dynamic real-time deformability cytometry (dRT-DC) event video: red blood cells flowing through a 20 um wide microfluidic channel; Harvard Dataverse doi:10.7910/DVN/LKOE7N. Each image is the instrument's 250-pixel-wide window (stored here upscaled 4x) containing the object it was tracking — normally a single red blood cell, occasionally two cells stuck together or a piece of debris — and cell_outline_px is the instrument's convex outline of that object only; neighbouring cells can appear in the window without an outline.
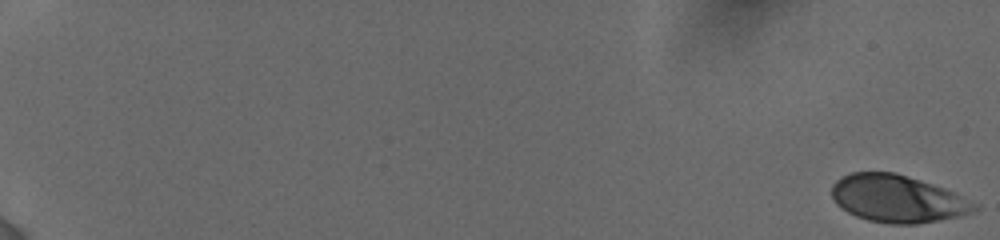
{"species": "human", "species_latin": "Homo sapiens", "temperature_condition": "cold", "stored_images_in_passage": 12, "camera_frame_rate_fps": 3000, "um_per_image_px": 0.085, "donor": {"sex": "female"}, "frame": {"image": 1, "passage_image": 1, "time_ms": 0.0, "image_size_px": [1000, 240], "cell_outline_px": [[980, 208], [972, 212], [960, 216], [940, 220], [916, 224], [888, 224], [868, 220], [856, 216], [848, 212], [836, 204], [832, 196], [832, 184], [840, 176], [852, 172], [896, 172], [944, 188], [980, 204]], "centroid_in_image_um": [76.29, 16.89], "position_along_channel_um": 8.7, "area_um2": 39.59}}
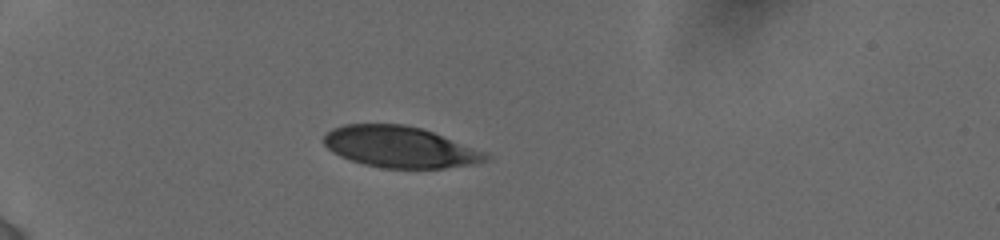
{"frame": {"image": 2, "passage_image": 9, "time_ms": 6.0, "image_size_px": [1000, 240], "cell_outline_px": [[492, 156], [484, 160], [468, 164], [444, 168], [380, 168], [364, 164], [340, 156], [332, 152], [320, 140], [332, 128], [344, 124], [404, 124], [424, 128], [484, 152]], "centroid_in_image_um": [33.92, 12.48], "position_along_channel_um": 51.1, "area_um2": 38.73}}
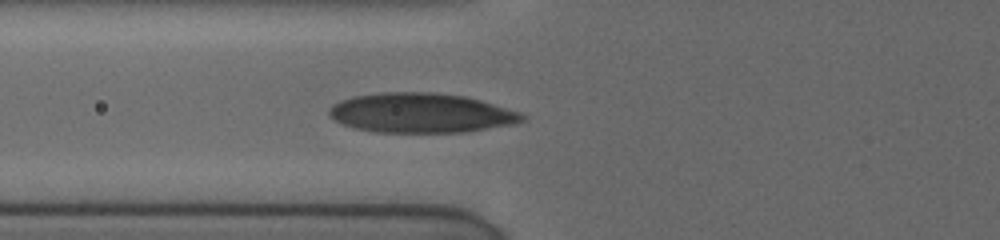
{"frame": {"image": 3, "passage_image": 12, "time_ms": 8.0, "image_size_px": [1000, 240], "cell_outline_px": [[528, 116], [524, 120], [516, 124], [464, 132], [376, 132], [356, 128], [344, 124], [328, 116], [328, 112], [332, 104], [340, 100], [352, 96], [384, 92], [432, 92], [464, 96], [480, 100], [520, 112]], "centroid_in_image_um": [35.8, 9.6], "position_along_channel_um": 90.0, "area_um2": 44.62}}